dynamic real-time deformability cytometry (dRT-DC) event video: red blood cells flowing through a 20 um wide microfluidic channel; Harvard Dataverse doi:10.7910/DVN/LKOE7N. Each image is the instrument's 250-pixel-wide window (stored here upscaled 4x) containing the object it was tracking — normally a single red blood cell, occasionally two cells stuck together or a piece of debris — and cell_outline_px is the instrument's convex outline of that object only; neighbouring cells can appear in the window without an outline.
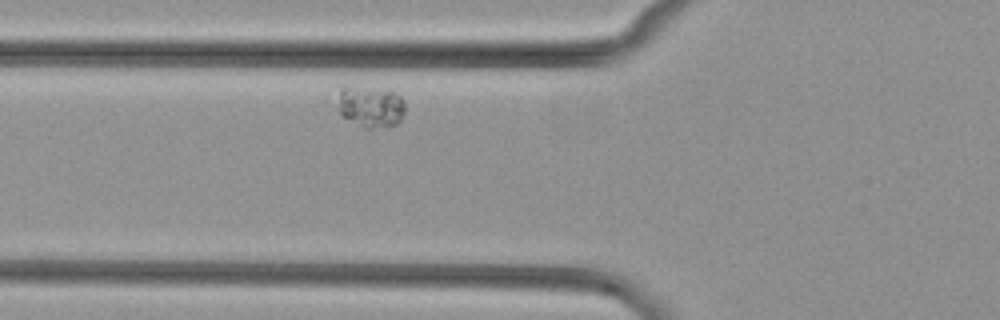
{"species": "common noctule bat (a hibernating species)", "species_latin": "Nyctalus noctula", "temperature_condition": "cold", "stored_images_in_passage": 7, "camera_frame_rate_fps": 3000, "um_per_image_px": 0.085, "animal": {"sex": "female", "body_mass_g": 29.2, "forearm_length_mm": 56.3}, "frame": {"image": 1, "passage_image": 7, "time_ms": 7.0, "image_size_px": [1000, 320], "cell_outline_px": [[404, 112], [400, 120], [396, 124], [372, 128], [364, 128], [344, 116], [340, 112], [328, 88], [340, 84], [344, 84], [388, 88], [396, 92], [404, 100]], "centroid_in_image_um": [31.33, 8.91], "position_along_channel_um": 94.5, "area_um2": 17.74}}